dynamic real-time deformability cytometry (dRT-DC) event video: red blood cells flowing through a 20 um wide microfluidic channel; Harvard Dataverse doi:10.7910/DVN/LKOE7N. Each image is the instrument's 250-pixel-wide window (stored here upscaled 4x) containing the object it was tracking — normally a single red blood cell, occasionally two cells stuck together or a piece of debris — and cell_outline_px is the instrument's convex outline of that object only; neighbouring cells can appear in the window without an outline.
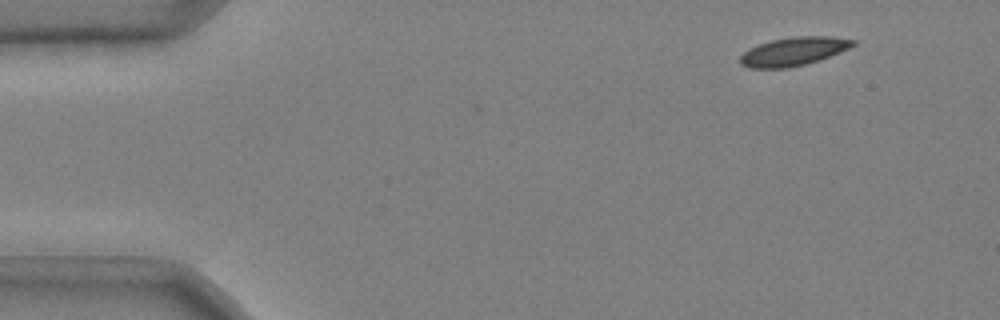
{"species": "common noctule bat (a hibernating species)", "species_latin": "Nyctalus noctula", "temperature_condition": "cold", "stored_images_in_passage": 43, "camera_frame_rate_fps": 3000, "um_per_image_px": 0.085, "animal": {"sex": "male", "body_mass_g": 20.4}, "frame": {"image": 1, "passage_image": 1, "time_ms": 0.0, "image_size_px": [1000, 320], "cell_outline_px": [[856, 44], [848, 48], [828, 56], [804, 64], [788, 68], [748, 68], [740, 64], [740, 56], [748, 48], [772, 40], [792, 36], [832, 36], [856, 40]], "centroid_in_image_um": [67.41, 4.36], "position_along_channel_um": 17.6, "area_um2": 18.55}}
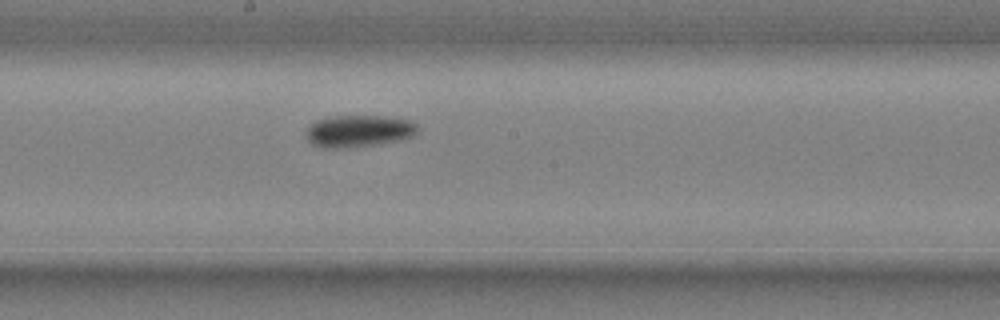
{"frame": {"image": 2, "passage_image": 25, "time_ms": 8.0, "image_size_px": [1000, 320], "cell_outline_px": [[420, 132], [416, 136], [404, 140], [380, 144], [344, 148], [324, 148], [312, 144], [308, 140], [308, 128], [316, 120], [332, 116], [388, 116], [412, 120], [416, 124]], "centroid_in_image_um": [30.6, 11.14], "position_along_channel_um": 217.6, "area_um2": 21.15}}
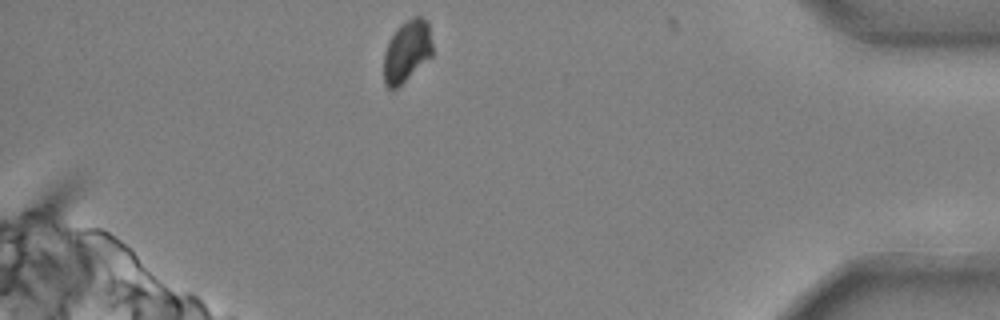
{"frame": {"image": 3, "passage_image": 43, "time_ms": 14.0, "image_size_px": [1000, 320], "cell_outline_px": [[432, 56], [396, 88], [388, 88], [384, 84], [384, 52], [388, 40], [396, 28], [400, 24], [412, 16], [420, 16], [428, 20], [432, 44]], "centroid_in_image_um": [34.58, 4.3], "position_along_channel_um": 400.6, "area_um2": 17.63}, "authors_computed_cell_mechanics": {"area_um2": 19.652, "velocity_mm_per_s": 3.665, "shape_relaxation_time_tau1_ms": 3.382, "shape_relaxation_time_tau2_ms": 6.9094, "deformation_change_tau1": 0.1097, "deformation_change_tau2": 0.0854}}